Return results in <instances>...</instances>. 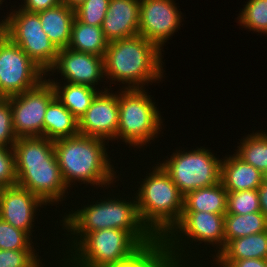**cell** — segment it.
Wrapping results in <instances>:
<instances>
[{"instance_id":"cell-1","label":"cell","mask_w":267,"mask_h":267,"mask_svg":"<svg viewBox=\"0 0 267 267\" xmlns=\"http://www.w3.org/2000/svg\"><path fill=\"white\" fill-rule=\"evenodd\" d=\"M128 180L129 179H123L122 182L121 179L118 184L116 183V185L105 188L103 191H91L92 194L94 192V196L91 195L90 190H85V192L89 193V195L86 194L85 196H83V193L81 194L82 196H80L79 192H77L78 194L75 197L77 199L81 197L83 200L78 199L77 203L76 198L74 199L75 201L71 200V206H68L70 208L68 209L67 207L65 212L58 214L59 219L57 218V221H54L53 219L51 220L55 224L54 226L57 230L59 229L58 231L61 235H58L60 242L58 257L60 259H62L87 233L96 230L111 228L123 229L127 231L140 245H145L156 238L141 221L134 193L131 190L129 192L125 190L130 184ZM124 184L128 185L125 186ZM121 185L124 187V189L122 188L123 191L120 190ZM100 193L103 194L100 195ZM97 194L100 198H98ZM81 200L82 202L84 200L85 201L81 204ZM73 201L75 202V205H73Z\"/></svg>"},{"instance_id":"cell-2","label":"cell","mask_w":267,"mask_h":267,"mask_svg":"<svg viewBox=\"0 0 267 267\" xmlns=\"http://www.w3.org/2000/svg\"><path fill=\"white\" fill-rule=\"evenodd\" d=\"M108 143L107 140L82 134L54 141V151L62 178L72 193L76 195V188L78 190L83 184L80 191L88 187L90 191L103 190L115 185L125 176L129 177L130 171L127 167L120 165L119 168V164L115 163L118 160L115 154L111 153L115 149L110 151ZM123 167L128 171L124 172Z\"/></svg>"},{"instance_id":"cell-3","label":"cell","mask_w":267,"mask_h":267,"mask_svg":"<svg viewBox=\"0 0 267 267\" xmlns=\"http://www.w3.org/2000/svg\"><path fill=\"white\" fill-rule=\"evenodd\" d=\"M13 149L17 185L39 197L48 208L56 207L53 213L60 207L64 212L67 209L65 206L70 205L65 201L75 197L62 178L54 151V141L43 136L21 137L17 138Z\"/></svg>"},{"instance_id":"cell-4","label":"cell","mask_w":267,"mask_h":267,"mask_svg":"<svg viewBox=\"0 0 267 267\" xmlns=\"http://www.w3.org/2000/svg\"><path fill=\"white\" fill-rule=\"evenodd\" d=\"M164 54L141 35L108 42L104 56L108 88H146L163 83L167 78Z\"/></svg>"},{"instance_id":"cell-5","label":"cell","mask_w":267,"mask_h":267,"mask_svg":"<svg viewBox=\"0 0 267 267\" xmlns=\"http://www.w3.org/2000/svg\"><path fill=\"white\" fill-rule=\"evenodd\" d=\"M152 158L151 156L153 165L150 162L148 166H143V170L147 167L142 172L146 175L136 178L138 181H134V185L135 179L131 175L130 187L134 189L127 188L134 191L141 221L155 237L164 238L182 216L184 196L170 176L155 161L156 158L154 160Z\"/></svg>"},{"instance_id":"cell-6","label":"cell","mask_w":267,"mask_h":267,"mask_svg":"<svg viewBox=\"0 0 267 267\" xmlns=\"http://www.w3.org/2000/svg\"><path fill=\"white\" fill-rule=\"evenodd\" d=\"M224 215L183 211L179 222L163 238L172 261L178 267H197L207 255L217 256L225 247Z\"/></svg>"},{"instance_id":"cell-7","label":"cell","mask_w":267,"mask_h":267,"mask_svg":"<svg viewBox=\"0 0 267 267\" xmlns=\"http://www.w3.org/2000/svg\"><path fill=\"white\" fill-rule=\"evenodd\" d=\"M148 89L150 88H118L119 126L115 145L119 147L124 143L123 146H128L129 151L134 149L133 154L138 153L137 150L140 153L146 151L147 147H153L155 141H160L159 137H164L162 134L167 126L157 107L159 102L149 95L151 92Z\"/></svg>"},{"instance_id":"cell-8","label":"cell","mask_w":267,"mask_h":267,"mask_svg":"<svg viewBox=\"0 0 267 267\" xmlns=\"http://www.w3.org/2000/svg\"><path fill=\"white\" fill-rule=\"evenodd\" d=\"M182 146L173 148L172 154L164 155L163 159H158L157 154L156 162L170 176L183 196L195 189L212 186L221 181L223 154L222 157L217 156V152L205 147L206 144L200 147L195 145L196 148L190 149L184 147L186 145Z\"/></svg>"},{"instance_id":"cell-9","label":"cell","mask_w":267,"mask_h":267,"mask_svg":"<svg viewBox=\"0 0 267 267\" xmlns=\"http://www.w3.org/2000/svg\"><path fill=\"white\" fill-rule=\"evenodd\" d=\"M141 245L123 229L87 233L62 259L61 267H113Z\"/></svg>"},{"instance_id":"cell-10","label":"cell","mask_w":267,"mask_h":267,"mask_svg":"<svg viewBox=\"0 0 267 267\" xmlns=\"http://www.w3.org/2000/svg\"><path fill=\"white\" fill-rule=\"evenodd\" d=\"M13 4L6 12L4 35L46 73L54 65L59 50L43 31L39 14L25 11L14 2Z\"/></svg>"},{"instance_id":"cell-11","label":"cell","mask_w":267,"mask_h":267,"mask_svg":"<svg viewBox=\"0 0 267 267\" xmlns=\"http://www.w3.org/2000/svg\"><path fill=\"white\" fill-rule=\"evenodd\" d=\"M46 207L47 205L39 197L31 193L28 189L22 188L18 185L10 186V187H3L0 189V218L6 221L7 223L11 224L15 228L25 231L33 240L35 239L36 243L41 241L40 247L44 246V248L43 247L41 248L42 250L43 249L44 250L43 251L40 250V254H42L41 252H44V253H48V255L50 254L51 256L53 255L54 257H56L58 256L57 253L59 250V237L55 236V233L57 232L56 235H58L59 231H57L56 228H54L53 231L49 230L53 232L51 234L52 235L54 234L53 235L54 238L53 236H51L52 237L51 242L53 241L52 243L53 245L50 244L48 248L46 245L42 244V240H44L45 238L44 234L40 235L43 238H40V236L37 235L39 232L42 233L43 229L38 225L36 226V224H39V225L40 223L44 224L42 221L38 222V217L40 215L39 213L41 212L40 218H42L41 217L43 216L42 212L43 211L45 212V210L48 209ZM37 228L38 230H41V231H38L36 234L35 230ZM54 230L56 231L54 232ZM37 236L39 237V239H42V240H39ZM45 246H46V249H45ZM52 246H54V249H55L54 251L51 250V248H53Z\"/></svg>"},{"instance_id":"cell-12","label":"cell","mask_w":267,"mask_h":267,"mask_svg":"<svg viewBox=\"0 0 267 267\" xmlns=\"http://www.w3.org/2000/svg\"><path fill=\"white\" fill-rule=\"evenodd\" d=\"M46 73L6 35H0V96L8 98L36 87Z\"/></svg>"},{"instance_id":"cell-13","label":"cell","mask_w":267,"mask_h":267,"mask_svg":"<svg viewBox=\"0 0 267 267\" xmlns=\"http://www.w3.org/2000/svg\"><path fill=\"white\" fill-rule=\"evenodd\" d=\"M55 97L51 82L45 78L36 87L7 98L17 138L43 136L44 116Z\"/></svg>"},{"instance_id":"cell-14","label":"cell","mask_w":267,"mask_h":267,"mask_svg":"<svg viewBox=\"0 0 267 267\" xmlns=\"http://www.w3.org/2000/svg\"><path fill=\"white\" fill-rule=\"evenodd\" d=\"M46 78L50 82L87 85L100 91L109 89L105 78L104 57L69 48L59 50L54 65L46 72Z\"/></svg>"},{"instance_id":"cell-15","label":"cell","mask_w":267,"mask_h":267,"mask_svg":"<svg viewBox=\"0 0 267 267\" xmlns=\"http://www.w3.org/2000/svg\"><path fill=\"white\" fill-rule=\"evenodd\" d=\"M176 1L140 0L139 35L154 43L163 53L167 42L180 31L186 18Z\"/></svg>"},{"instance_id":"cell-16","label":"cell","mask_w":267,"mask_h":267,"mask_svg":"<svg viewBox=\"0 0 267 267\" xmlns=\"http://www.w3.org/2000/svg\"><path fill=\"white\" fill-rule=\"evenodd\" d=\"M100 91L90 107L78 120L79 134L116 141L119 126L118 89ZM111 142V143H110Z\"/></svg>"},{"instance_id":"cell-17","label":"cell","mask_w":267,"mask_h":267,"mask_svg":"<svg viewBox=\"0 0 267 267\" xmlns=\"http://www.w3.org/2000/svg\"><path fill=\"white\" fill-rule=\"evenodd\" d=\"M140 0H110L101 28L108 42L139 35Z\"/></svg>"},{"instance_id":"cell-18","label":"cell","mask_w":267,"mask_h":267,"mask_svg":"<svg viewBox=\"0 0 267 267\" xmlns=\"http://www.w3.org/2000/svg\"><path fill=\"white\" fill-rule=\"evenodd\" d=\"M265 177L258 169L240 159L234 151L225 153L222 158L221 182L227 192L256 190Z\"/></svg>"},{"instance_id":"cell-19","label":"cell","mask_w":267,"mask_h":267,"mask_svg":"<svg viewBox=\"0 0 267 267\" xmlns=\"http://www.w3.org/2000/svg\"><path fill=\"white\" fill-rule=\"evenodd\" d=\"M38 14L43 31L55 47L58 50L67 48L71 40L75 10L61 3Z\"/></svg>"},{"instance_id":"cell-20","label":"cell","mask_w":267,"mask_h":267,"mask_svg":"<svg viewBox=\"0 0 267 267\" xmlns=\"http://www.w3.org/2000/svg\"><path fill=\"white\" fill-rule=\"evenodd\" d=\"M78 134V119L55 97L44 116L43 137L56 141Z\"/></svg>"},{"instance_id":"cell-21","label":"cell","mask_w":267,"mask_h":267,"mask_svg":"<svg viewBox=\"0 0 267 267\" xmlns=\"http://www.w3.org/2000/svg\"><path fill=\"white\" fill-rule=\"evenodd\" d=\"M217 257L228 265L235 260L267 259V230L230 240Z\"/></svg>"},{"instance_id":"cell-22","label":"cell","mask_w":267,"mask_h":267,"mask_svg":"<svg viewBox=\"0 0 267 267\" xmlns=\"http://www.w3.org/2000/svg\"><path fill=\"white\" fill-rule=\"evenodd\" d=\"M183 211L227 213V190L222 182L188 192L183 199Z\"/></svg>"},{"instance_id":"cell-23","label":"cell","mask_w":267,"mask_h":267,"mask_svg":"<svg viewBox=\"0 0 267 267\" xmlns=\"http://www.w3.org/2000/svg\"><path fill=\"white\" fill-rule=\"evenodd\" d=\"M56 98L79 120L100 90L87 85L51 82Z\"/></svg>"},{"instance_id":"cell-24","label":"cell","mask_w":267,"mask_h":267,"mask_svg":"<svg viewBox=\"0 0 267 267\" xmlns=\"http://www.w3.org/2000/svg\"><path fill=\"white\" fill-rule=\"evenodd\" d=\"M255 130V127L254 130L252 128L249 130L250 134H244L238 139L237 149L233 150L245 163L251 164L267 176V129Z\"/></svg>"},{"instance_id":"cell-25","label":"cell","mask_w":267,"mask_h":267,"mask_svg":"<svg viewBox=\"0 0 267 267\" xmlns=\"http://www.w3.org/2000/svg\"><path fill=\"white\" fill-rule=\"evenodd\" d=\"M113 267H178L169 257L162 237L141 245Z\"/></svg>"},{"instance_id":"cell-26","label":"cell","mask_w":267,"mask_h":267,"mask_svg":"<svg viewBox=\"0 0 267 267\" xmlns=\"http://www.w3.org/2000/svg\"><path fill=\"white\" fill-rule=\"evenodd\" d=\"M108 41L101 26L82 23L76 18L72 24L71 40L67 48L84 53L105 56Z\"/></svg>"},{"instance_id":"cell-27","label":"cell","mask_w":267,"mask_h":267,"mask_svg":"<svg viewBox=\"0 0 267 267\" xmlns=\"http://www.w3.org/2000/svg\"><path fill=\"white\" fill-rule=\"evenodd\" d=\"M224 229L226 245L230 240L266 231L267 220L262 212L225 214Z\"/></svg>"},{"instance_id":"cell-28","label":"cell","mask_w":267,"mask_h":267,"mask_svg":"<svg viewBox=\"0 0 267 267\" xmlns=\"http://www.w3.org/2000/svg\"><path fill=\"white\" fill-rule=\"evenodd\" d=\"M235 18L240 27L267 37V0H246Z\"/></svg>"},{"instance_id":"cell-29","label":"cell","mask_w":267,"mask_h":267,"mask_svg":"<svg viewBox=\"0 0 267 267\" xmlns=\"http://www.w3.org/2000/svg\"><path fill=\"white\" fill-rule=\"evenodd\" d=\"M39 244L25 231L0 218V250H40Z\"/></svg>"},{"instance_id":"cell-30","label":"cell","mask_w":267,"mask_h":267,"mask_svg":"<svg viewBox=\"0 0 267 267\" xmlns=\"http://www.w3.org/2000/svg\"><path fill=\"white\" fill-rule=\"evenodd\" d=\"M254 212H261L257 189L227 192L226 214L244 215Z\"/></svg>"},{"instance_id":"cell-31","label":"cell","mask_w":267,"mask_h":267,"mask_svg":"<svg viewBox=\"0 0 267 267\" xmlns=\"http://www.w3.org/2000/svg\"><path fill=\"white\" fill-rule=\"evenodd\" d=\"M46 255H40L39 250H0V267H40L49 260Z\"/></svg>"},{"instance_id":"cell-32","label":"cell","mask_w":267,"mask_h":267,"mask_svg":"<svg viewBox=\"0 0 267 267\" xmlns=\"http://www.w3.org/2000/svg\"><path fill=\"white\" fill-rule=\"evenodd\" d=\"M110 0H85L75 8V18L85 24L101 26Z\"/></svg>"},{"instance_id":"cell-33","label":"cell","mask_w":267,"mask_h":267,"mask_svg":"<svg viewBox=\"0 0 267 267\" xmlns=\"http://www.w3.org/2000/svg\"><path fill=\"white\" fill-rule=\"evenodd\" d=\"M12 109L7 98L0 100V146L13 147L17 136L13 130Z\"/></svg>"},{"instance_id":"cell-34","label":"cell","mask_w":267,"mask_h":267,"mask_svg":"<svg viewBox=\"0 0 267 267\" xmlns=\"http://www.w3.org/2000/svg\"><path fill=\"white\" fill-rule=\"evenodd\" d=\"M15 185L17 174L14 149L0 146V189Z\"/></svg>"},{"instance_id":"cell-35","label":"cell","mask_w":267,"mask_h":267,"mask_svg":"<svg viewBox=\"0 0 267 267\" xmlns=\"http://www.w3.org/2000/svg\"><path fill=\"white\" fill-rule=\"evenodd\" d=\"M21 3H17L21 9L32 12L38 13L44 11L46 9L55 7L62 3V0H19Z\"/></svg>"},{"instance_id":"cell-36","label":"cell","mask_w":267,"mask_h":267,"mask_svg":"<svg viewBox=\"0 0 267 267\" xmlns=\"http://www.w3.org/2000/svg\"><path fill=\"white\" fill-rule=\"evenodd\" d=\"M231 267H267L266 259H243V260H235L231 265Z\"/></svg>"},{"instance_id":"cell-37","label":"cell","mask_w":267,"mask_h":267,"mask_svg":"<svg viewBox=\"0 0 267 267\" xmlns=\"http://www.w3.org/2000/svg\"><path fill=\"white\" fill-rule=\"evenodd\" d=\"M260 201V210L265 215L267 220V177L263 179V182L257 189Z\"/></svg>"},{"instance_id":"cell-38","label":"cell","mask_w":267,"mask_h":267,"mask_svg":"<svg viewBox=\"0 0 267 267\" xmlns=\"http://www.w3.org/2000/svg\"><path fill=\"white\" fill-rule=\"evenodd\" d=\"M211 258H212V260H211ZM204 260H208V261H202V262H200V264L197 267H206V266L207 267H209V266L210 267H231L230 265L222 262L217 256H211L209 258L207 257Z\"/></svg>"},{"instance_id":"cell-39","label":"cell","mask_w":267,"mask_h":267,"mask_svg":"<svg viewBox=\"0 0 267 267\" xmlns=\"http://www.w3.org/2000/svg\"><path fill=\"white\" fill-rule=\"evenodd\" d=\"M4 1H6V0H0V10H2V11H4V5H2V4H4L5 3V5H6V7H8L7 6V3L6 2H4ZM2 7V8H1ZM0 13H1V11H0ZM2 13H4V15H2V16H0V35H2V34H4V32H5V28H6V13L5 12H2ZM1 15V14H0ZM3 17V18H2Z\"/></svg>"},{"instance_id":"cell-40","label":"cell","mask_w":267,"mask_h":267,"mask_svg":"<svg viewBox=\"0 0 267 267\" xmlns=\"http://www.w3.org/2000/svg\"><path fill=\"white\" fill-rule=\"evenodd\" d=\"M51 258H52V261H51ZM56 258V259H55ZM54 259V260H53ZM57 260V261H56ZM49 261V262H48ZM46 260V261H44V263L40 266V267H48L49 265V267H52V265H53V267L55 266V267H61V259L58 257V256H56V257H54V256H51V257H49V260ZM51 261V262H50ZM48 262V263H47ZM47 263V264H46ZM58 265V266H57Z\"/></svg>"},{"instance_id":"cell-41","label":"cell","mask_w":267,"mask_h":267,"mask_svg":"<svg viewBox=\"0 0 267 267\" xmlns=\"http://www.w3.org/2000/svg\"><path fill=\"white\" fill-rule=\"evenodd\" d=\"M85 0H62V3L67 5L68 7L75 9L77 8L80 4H82Z\"/></svg>"}]
</instances>
